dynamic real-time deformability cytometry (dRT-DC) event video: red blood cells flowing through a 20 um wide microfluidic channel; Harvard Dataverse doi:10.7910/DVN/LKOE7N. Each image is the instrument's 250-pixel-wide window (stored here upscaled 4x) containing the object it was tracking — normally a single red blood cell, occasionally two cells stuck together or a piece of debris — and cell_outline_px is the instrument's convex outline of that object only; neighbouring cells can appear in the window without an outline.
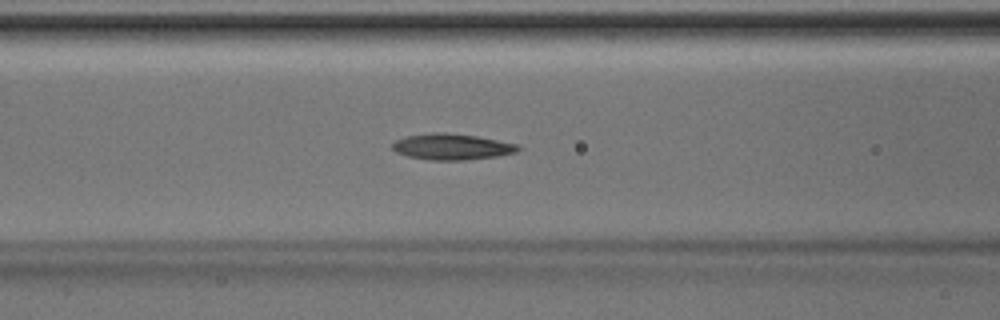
{"species": "Egyptian fruit bat (a non-hibernating species)", "species_latin": "Rousettus aegyptiacus", "temperature_condition": "room temperature", "stored_images_in_passage": 49, "camera_frame_rate_fps": 3000, "um_per_image_px": 0.085, "animal": {"sex": "male"}, "frame": {"image": 1, "passage_image": 20, "time_ms": 6.333, "image_size_px": [1000, 320], "cell_outline_px": [[520, 148], [516, 152], [496, 156], [464, 160], [428, 160], [408, 156], [396, 152], [392, 148], [392, 144], [396, 140], [404, 136], [432, 132], [444, 132], [476, 136], [516, 144]], "centroid_in_image_um": [38.35, 12.47], "position_along_channel_um": 128.3, "area_um2": 18.96}}
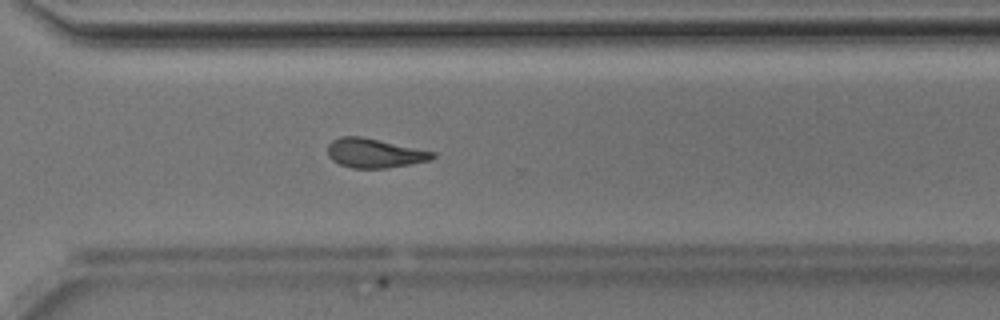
{"frame": {"image": 2, "passage_image": 35, "time_ms": 11.333, "image_size_px": [1000, 320], "cell_outline_px": [[436, 156], [432, 160], [388, 168], [352, 168], [340, 164], [332, 160], [328, 156], [328, 144], [332, 140], [340, 136], [360, 136], [436, 152]], "centroid_in_image_um": [31.84, 13.02], "position_along_channel_um": 338.8, "area_um2": 17.92}}
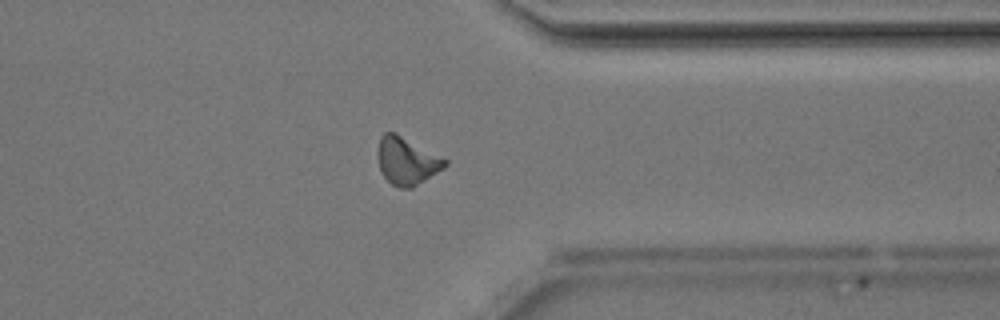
{"frame": {"image": 3, "passage_image": 38, "time_ms": 12.333, "image_size_px": [1000, 320], "cell_outline_px": [[448, 164], [444, 168], [412, 188], [400, 188], [392, 184], [380, 172], [376, 156], [376, 152], [380, 136], [384, 132], [396, 132], [448, 160]], "centroid_in_image_um": [34.54, 13.66], "position_along_channel_um": 376.9, "area_um2": 18.84}, "authors_computed_cell_mechanics": {"area_um2": 18.5538, "velocity_mm_per_s": 4.221, "shape_relaxation_time_tau1_ms": 2.8636, "shape_relaxation_time_tau2_ms": 4.0328, "deformation_change_tau1": 0.1275, "deformation_change_tau2": 0.1284}}